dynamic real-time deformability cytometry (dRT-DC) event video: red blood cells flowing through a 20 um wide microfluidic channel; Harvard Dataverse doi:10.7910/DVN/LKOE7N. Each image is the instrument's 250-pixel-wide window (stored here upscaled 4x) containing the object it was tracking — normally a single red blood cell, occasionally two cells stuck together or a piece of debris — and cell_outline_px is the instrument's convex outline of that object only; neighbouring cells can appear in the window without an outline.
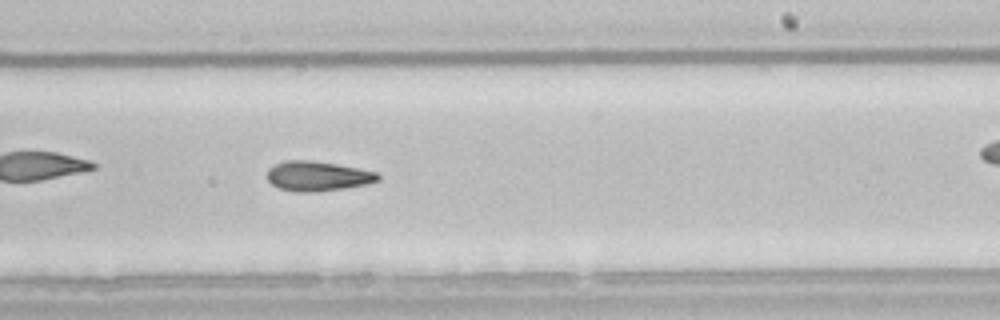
{"species": "common noctule bat (a hibernating species)", "species_latin": "Nyctalus noctula", "temperature_condition": "room temperature", "stored_images_in_passage": 46, "camera_frame_rate_fps": 3000, "um_per_image_px": 0.085, "animal": {"sex": "male", "body_mass_g": 21.5, "forearm_length_mm": 52.0}, "frame": {"image": 1, "passage_image": 27, "time_ms": 8.667, "image_size_px": [1000, 320], "cell_outline_px": [[380, 180], [368, 184], [344, 188], [316, 192], [296, 192], [280, 188], [272, 184], [268, 180], [268, 168], [272, 164], [284, 160], [312, 160], [336, 164], [376, 172], [380, 176]], "centroid_in_image_um": [26.97, 14.96], "position_along_channel_um": 262.0, "area_um2": 19.31}, "authors_computed_cell_mechanics": {"area_um2": 19.3052, "velocity_mm_per_s": 3.8356, "shape_relaxation_time_tau1_ms": 7.2325, "shape_relaxation_time_tau2_ms": 8.1746, "deformation_change_tau1": 0.1758, "deformation_change_tau2": 0.1863}}